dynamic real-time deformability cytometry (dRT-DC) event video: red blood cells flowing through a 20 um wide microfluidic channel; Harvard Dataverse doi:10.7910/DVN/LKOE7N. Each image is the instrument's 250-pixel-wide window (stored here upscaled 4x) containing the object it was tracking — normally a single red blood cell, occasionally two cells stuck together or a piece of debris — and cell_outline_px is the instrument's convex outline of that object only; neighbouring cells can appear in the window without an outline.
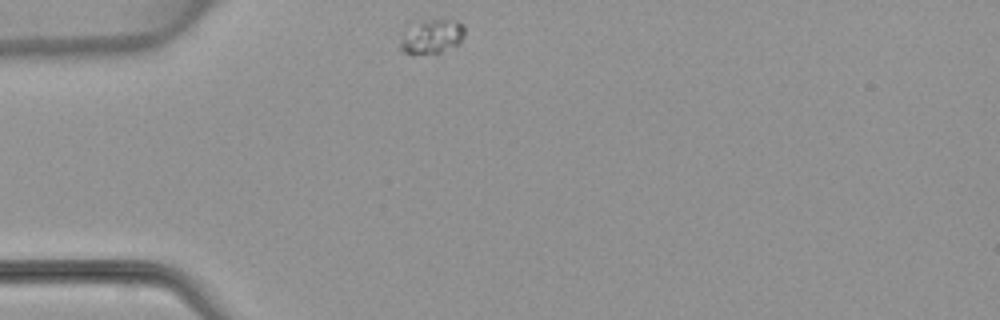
{"species": "common noctule bat (a hibernating species)", "species_latin": "Nyctalus noctula", "temperature_condition": "warm", "stored_images_in_passage": 40, "camera_frame_rate_fps": 3000, "um_per_image_px": 0.085, "animal": {"sex": "female", "body_mass_g": 22.7, "forearm_length_mm": 54.2}, "frame": {"image": 1, "passage_image": 1, "time_ms": 0.0, "image_size_px": [1000, 320], "cell_outline_px": [[464, 36], [460, 44], [440, 52], [404, 52], [400, 48], [400, 44], [404, 36], [420, 20], [456, 20], [464, 24]], "centroid_in_image_um": [36.82, 3.08], "position_along_channel_um": 48.2, "area_um2": 12.2}}
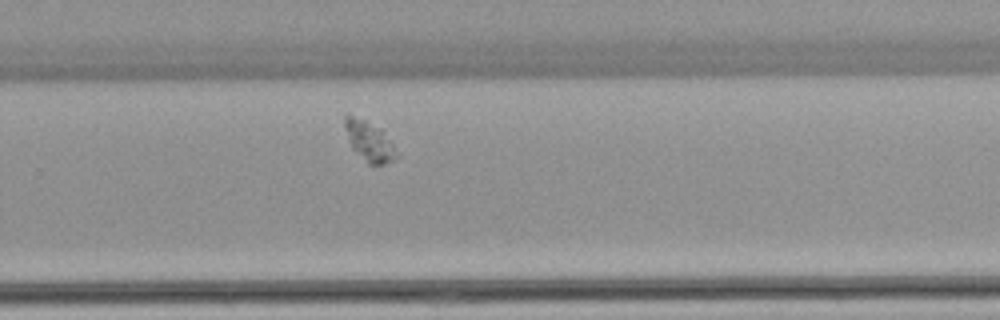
{"frame": {"image": 2, "passage_image": 22, "time_ms": 7.0, "image_size_px": [1000, 320], "cell_outline_px": [[400, 156], [384, 164], [368, 164], [352, 148], [344, 128], [344, 116], [348, 112], [380, 128], [384, 132]], "centroid_in_image_um": [31.36, 11.97], "position_along_channel_um": 298.4, "area_um2": 12.02}}
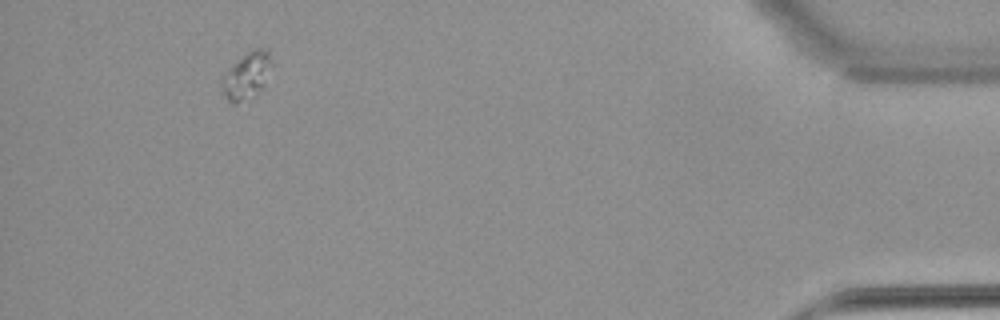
{"frame": {"image": 3, "passage_image": 36, "time_ms": 11.667, "image_size_px": [1000, 320], "cell_outline_px": [[272, 64], [264, 84], [248, 100], [232, 104], [224, 96], [220, 84], [220, 80], [244, 56], [256, 48], [268, 48]], "centroid_in_image_um": [20.98, 6.47], "position_along_channel_um": 414.2, "area_um2": 13.01}}